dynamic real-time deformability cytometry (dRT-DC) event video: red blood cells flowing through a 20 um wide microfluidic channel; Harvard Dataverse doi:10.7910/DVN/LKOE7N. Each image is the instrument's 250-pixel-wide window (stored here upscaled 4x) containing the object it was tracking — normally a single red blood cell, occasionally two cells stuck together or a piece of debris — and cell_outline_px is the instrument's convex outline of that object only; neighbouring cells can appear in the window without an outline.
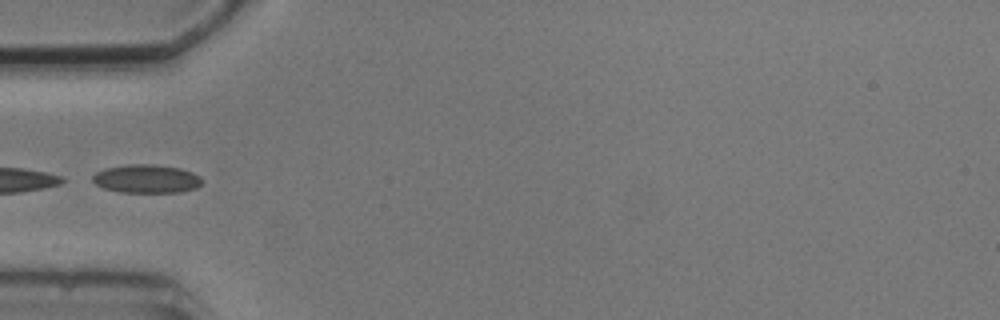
{"species": "common noctule bat (a hibernating species)", "species_latin": "Nyctalus noctula", "temperature_condition": "cold", "stored_images_in_passage": 2, "camera_frame_rate_fps": 3000, "um_per_image_px": 0.085, "animal": {"sex": "male", "body_mass_g": 20.5, "forearm_length_mm": 52.5}, "frame": {"image": 1, "passage_image": 2, "time_ms": 1.333, "image_size_px": [1000, 320], "cell_outline_px": [[200, 184], [196, 188], [180, 192], [120, 192], [104, 188], [96, 184], [92, 180], [92, 176], [96, 172], [104, 168], [128, 164], [152, 164], [180, 168], [192, 172], [200, 176]], "centroid_in_image_um": [12.42, 15.19], "position_along_channel_um": 72.6, "area_um2": 18.09}}